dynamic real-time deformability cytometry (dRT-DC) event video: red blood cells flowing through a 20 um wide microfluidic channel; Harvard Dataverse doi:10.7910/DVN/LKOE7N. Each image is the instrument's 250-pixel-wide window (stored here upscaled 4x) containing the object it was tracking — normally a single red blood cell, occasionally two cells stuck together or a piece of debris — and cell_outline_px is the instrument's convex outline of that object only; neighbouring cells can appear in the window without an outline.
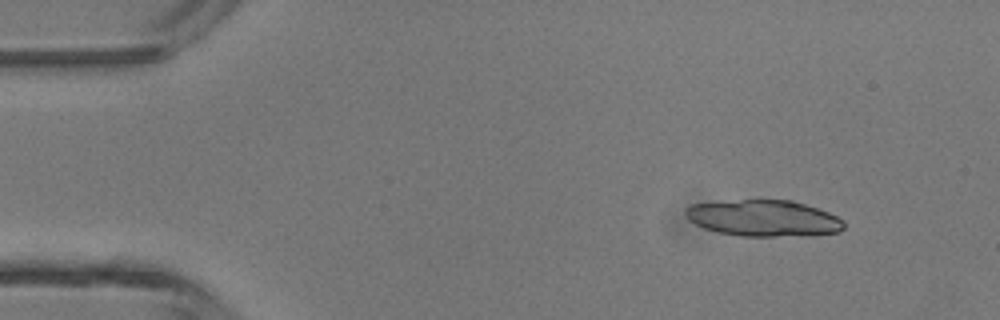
{"species": "common noctule bat (a hibernating species)", "species_latin": "Nyctalus noctula", "temperature_condition": "room temperature", "stored_images_in_passage": 4, "camera_frame_rate_fps": 3000, "um_per_image_px": 0.085, "animal": {"sex": "male", "body_mass_g": 13.3}, "frame": {"image": 1, "passage_image": 1, "time_ms": 0.0, "image_size_px": [1000, 320], "cell_outline_px": [[844, 228], [840, 232], [776, 236], [740, 236], [720, 232], [704, 228], [688, 220], [684, 216], [684, 208], [692, 204], [740, 200], [792, 200], [828, 212], [844, 220]], "centroid_in_image_um": [64.86, 18.54], "position_along_channel_um": 20.1, "area_um2": 33.18}}
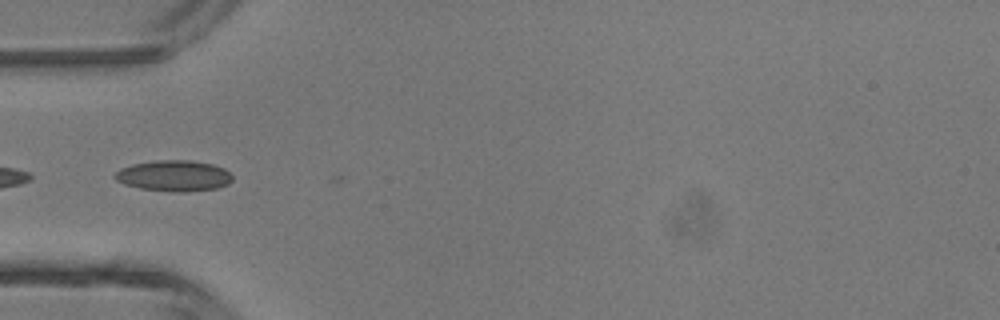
{"frame": {"image": 2, "passage_image": 3, "time_ms": 0.667, "image_size_px": [1000, 320], "cell_outline_px": [[232, 180], [228, 184], [216, 188], [188, 192], [176, 192], [140, 188], [124, 184], [116, 180], [112, 176], [120, 168], [132, 164], [156, 160], [192, 160], [212, 164], [224, 168], [232, 176]], "centroid_in_image_um": [14.77, 14.94], "position_along_channel_um": 70.2, "area_um2": 21.27}}
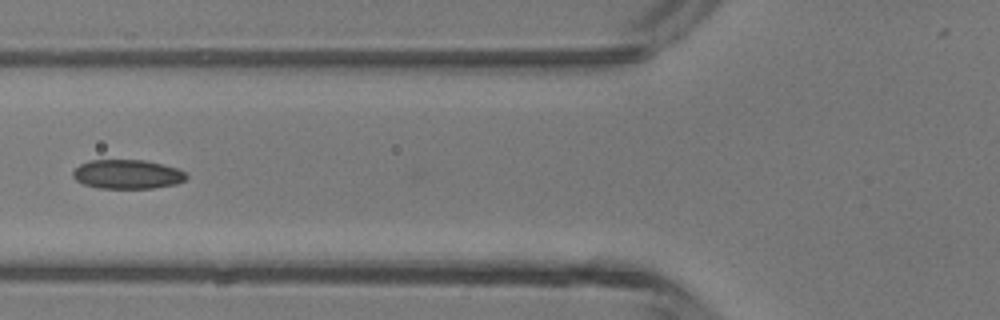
{"frame": {"image": 3, "passage_image": 4, "time_ms": 1.0, "image_size_px": [1000, 320], "cell_outline_px": [[188, 176], [184, 180], [176, 184], [152, 188], [100, 188], [84, 184], [76, 180], [72, 176], [72, 172], [80, 164], [88, 160], [144, 160], [176, 168], [184, 172]], "centroid_in_image_um": [10.79, 14.81], "position_along_channel_um": 115.0, "area_um2": 19.13}}